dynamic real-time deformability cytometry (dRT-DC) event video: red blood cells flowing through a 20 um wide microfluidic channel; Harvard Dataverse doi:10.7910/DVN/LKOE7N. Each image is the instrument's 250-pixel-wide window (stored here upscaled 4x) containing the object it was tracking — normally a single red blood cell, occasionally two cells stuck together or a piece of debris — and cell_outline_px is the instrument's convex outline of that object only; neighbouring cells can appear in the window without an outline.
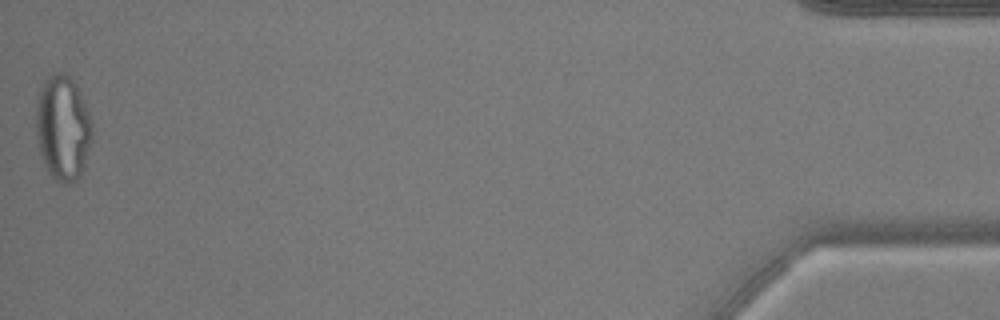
{"species": "common noctule bat (a hibernating species)", "species_latin": "Nyctalus noctula", "temperature_condition": "warm", "stored_images_in_passage": 44, "camera_frame_rate_fps": 3000, "um_per_image_px": 0.085, "animal": {"sex": "male", "body_mass_g": 17.9, "forearm_length_mm": 54.2}, "frame": {"image": 1, "passage_image": 44, "time_ms": 14.333, "image_size_px": [1000, 320], "cell_outline_px": [[92, 140], [84, 168], [76, 180], [64, 184], [56, 180], [48, 172], [44, 164], [40, 152], [36, 136], [36, 100], [40, 88], [44, 80], [52, 72], [64, 72], [76, 84], [80, 92], [88, 112], [92, 124]], "centroid_in_image_um": [5.33, 10.85], "position_along_channel_um": 429.9, "area_um2": 34.62}, "authors_computed_cell_mechanics": {"area_um2": 27.0504, "velocity_mm_per_s": 3.838, "shape_relaxation_time_tau1_ms": null, "shape_relaxation_time_tau2_ms": 1.3401, "deformation_change_tau1": null, "deformation_change_tau2": 0.0871}}